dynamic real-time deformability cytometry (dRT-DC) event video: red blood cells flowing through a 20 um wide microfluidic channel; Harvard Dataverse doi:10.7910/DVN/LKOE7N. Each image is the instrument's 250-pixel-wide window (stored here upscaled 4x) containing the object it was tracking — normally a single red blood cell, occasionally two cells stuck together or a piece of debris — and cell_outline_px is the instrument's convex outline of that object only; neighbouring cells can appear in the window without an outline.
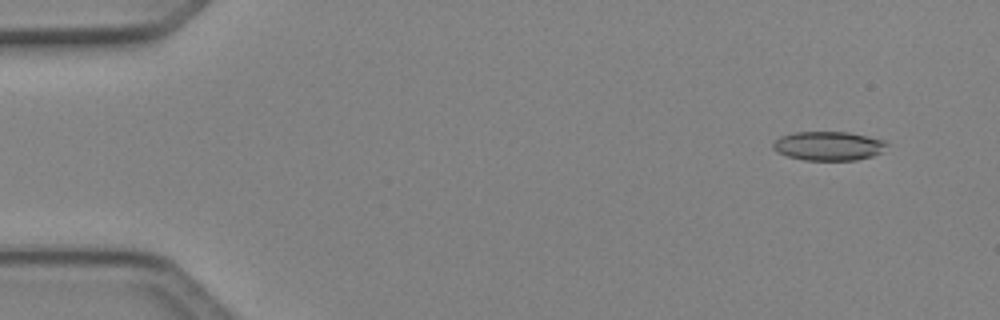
{"species": "Egyptian fruit bat (a non-hibernating species)", "species_latin": "Rousettus aegyptiacus", "temperature_condition": "cold", "stored_images_in_passage": 49, "camera_frame_rate_fps": 3000, "um_per_image_px": 0.085, "animal": {"sex": "female"}, "frame": {"image": 1, "passage_image": 4, "time_ms": 1.0, "image_size_px": [1000, 320], "cell_outline_px": [[888, 144], [880, 152], [872, 156], [856, 160], [804, 160], [788, 156], [776, 152], [772, 148], [772, 144], [780, 136], [796, 132], [848, 132], [884, 140]], "centroid_in_image_um": [70.39, 12.4], "position_along_channel_um": 14.6, "area_um2": 19.13}}
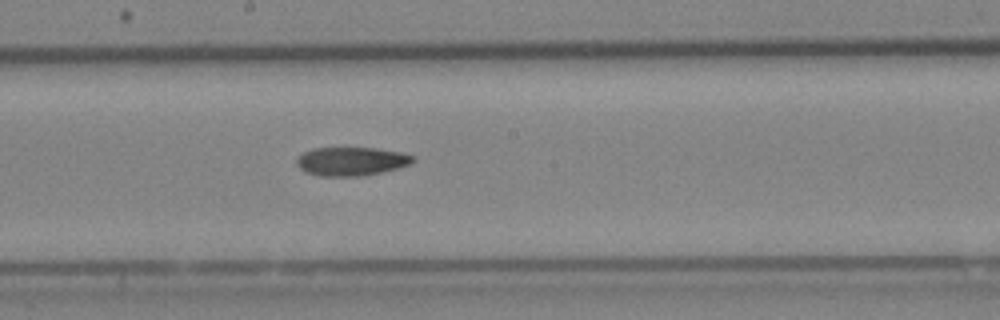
{"frame": {"image": 2, "passage_image": 27, "time_ms": 8.667, "image_size_px": [1000, 320], "cell_outline_px": [[416, 160], [408, 164], [384, 172], [360, 176], [320, 176], [304, 172], [296, 164], [296, 160], [304, 152], [312, 148], [376, 148], [400, 152], [416, 156]], "centroid_in_image_um": [29.86, 13.71], "position_along_channel_um": 218.3, "area_um2": 19.42}}
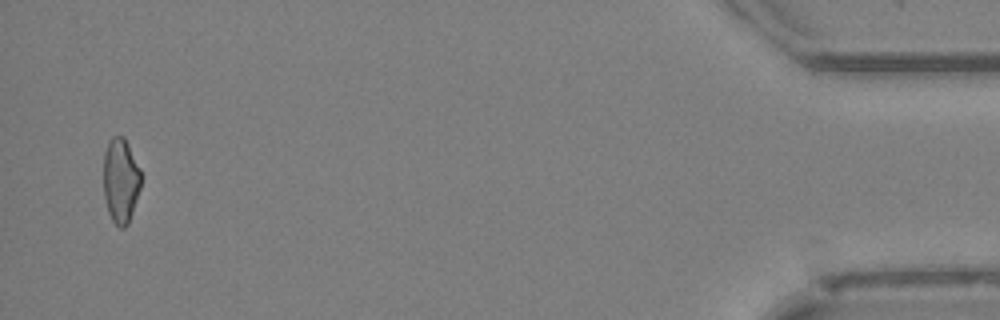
{"frame": {"image": 3, "passage_image": 48, "time_ms": 15.667, "image_size_px": [1000, 320], "cell_outline_px": [[140, 188], [128, 224], [124, 228], [120, 228], [112, 220], [108, 212], [104, 196], [104, 152], [108, 140], [112, 136], [124, 136], [140, 168]], "centroid_in_image_um": [10.25, 15.32], "position_along_channel_um": 425.0, "area_um2": 18.5}}